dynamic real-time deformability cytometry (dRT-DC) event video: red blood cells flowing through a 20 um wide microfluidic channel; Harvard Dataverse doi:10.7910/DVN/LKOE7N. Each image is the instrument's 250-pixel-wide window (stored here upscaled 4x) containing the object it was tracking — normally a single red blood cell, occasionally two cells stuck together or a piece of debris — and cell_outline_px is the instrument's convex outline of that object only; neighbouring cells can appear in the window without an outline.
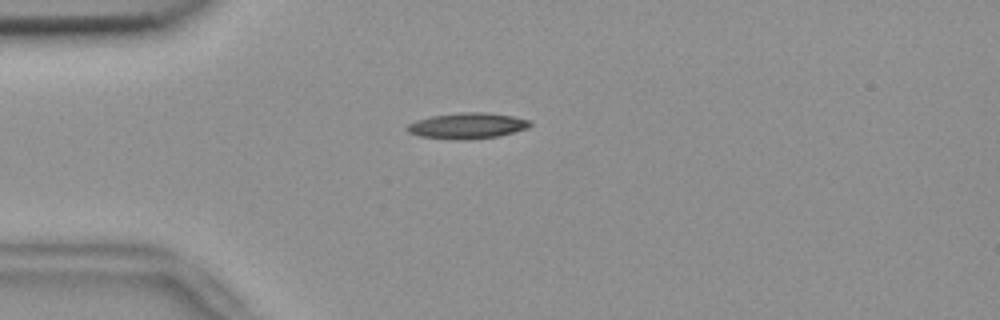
{"species": "common noctule bat (a hibernating species)", "species_latin": "Nyctalus noctula", "temperature_condition": "room temperature", "stored_images_in_passage": 45, "camera_frame_rate_fps": 3000, "um_per_image_px": 0.085, "animal": {"sex": "female", "body_mass_g": 18.4}, "frame": {"image": 1, "passage_image": 5, "time_ms": 1.333, "image_size_px": [1000, 320], "cell_outline_px": [[532, 124], [528, 128], [500, 136], [468, 140], [456, 140], [420, 136], [408, 132], [404, 128], [408, 124], [416, 120], [432, 116], [460, 112], [484, 112], [512, 116], [528, 120]], "centroid_in_image_um": [39.7, 10.7], "position_along_channel_um": 45.3, "area_um2": 18.61}}
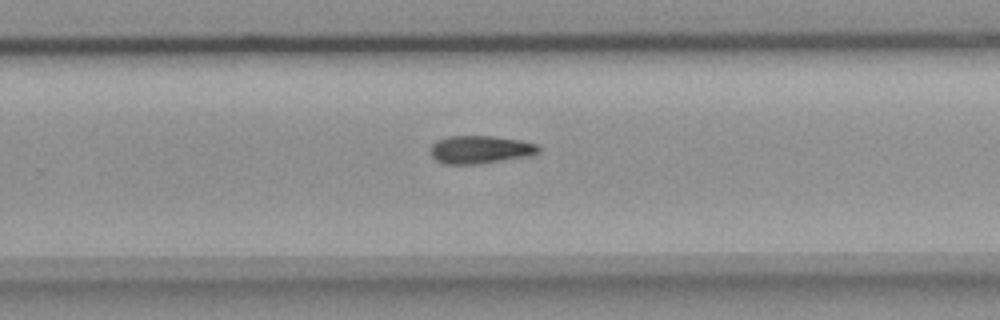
{"frame": {"image": 2, "passage_image": 26, "time_ms": 8.333, "image_size_px": [1000, 320], "cell_outline_px": [[540, 152], [528, 156], [480, 164], [444, 164], [436, 160], [432, 156], [432, 144], [436, 140], [448, 136], [492, 136], [520, 140], [536, 144], [540, 148]], "centroid_in_image_um": [40.82, 12.71], "position_along_channel_um": 289.0, "area_um2": 17.57}}
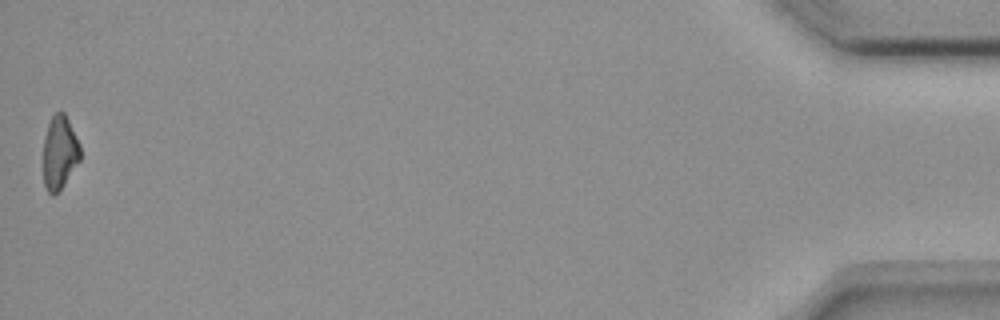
{"frame": {"image": 3, "passage_image": 45, "time_ms": 14.667, "image_size_px": [1000, 320], "cell_outline_px": [[80, 160], [64, 184], [52, 196], [48, 192], [44, 184], [44, 136], [48, 124], [52, 116], [56, 112], [64, 112], [80, 144]], "centroid_in_image_um": [5.07, 12.95], "position_along_channel_um": 430.1, "area_um2": 15.61}}